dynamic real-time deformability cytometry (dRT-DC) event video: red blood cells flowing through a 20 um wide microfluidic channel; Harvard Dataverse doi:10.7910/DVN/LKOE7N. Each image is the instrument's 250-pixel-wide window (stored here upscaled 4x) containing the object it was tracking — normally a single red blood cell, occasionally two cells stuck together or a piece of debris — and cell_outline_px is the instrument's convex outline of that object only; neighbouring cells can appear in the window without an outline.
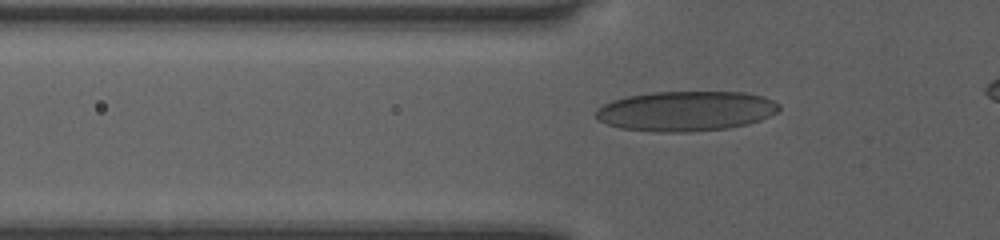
{"species": "human", "species_latin": "Homo sapiens", "temperature_condition": "room temperature", "stored_images_in_passage": 33, "camera_frame_rate_fps": 3000, "um_per_image_px": 0.085, "donor": {"sex": "female"}, "frame": {"image": 1, "passage_image": 4, "time_ms": 1.0, "image_size_px": [1000, 240], "cell_outline_px": [[780, 108], [776, 112], [760, 120], [748, 124], [728, 128], [688, 132], [656, 132], [620, 128], [596, 120], [596, 112], [604, 104], [612, 100], [628, 96], [652, 92], [744, 92], [764, 96], [780, 104]], "centroid_in_image_um": [58.31, 9.44], "position_along_channel_um": 67.5, "area_um2": 42.71}}
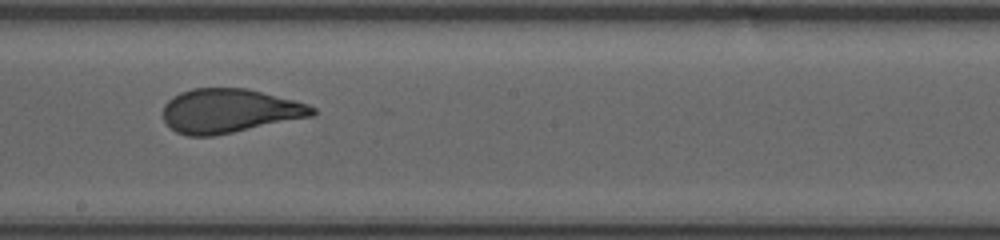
{"frame": {"image": 2, "passage_image": 16, "time_ms": 5.0, "image_size_px": [1000, 240], "cell_outline_px": [[316, 112], [312, 116], [212, 136], [188, 136], [176, 132], [164, 120], [164, 104], [172, 96], [180, 92], [192, 88], [248, 88], [308, 104], [316, 108]], "centroid_in_image_um": [19.48, 9.41], "position_along_channel_um": 228.7, "area_um2": 38.09}}
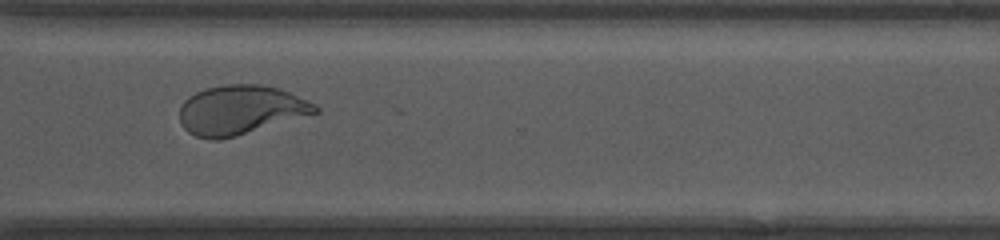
{"frame": {"image": 3, "passage_image": 25, "time_ms": 8.0, "image_size_px": [1000, 240], "cell_outline_px": [[320, 112], [236, 136], [220, 140], [208, 140], [196, 136], [188, 132], [180, 124], [180, 104], [188, 96], [204, 88], [224, 84], [260, 84], [280, 88], [308, 100], [316, 104], [320, 108]], "centroid_in_image_um": [20.43, 9.34], "position_along_channel_um": 350.2, "area_um2": 39.36}}